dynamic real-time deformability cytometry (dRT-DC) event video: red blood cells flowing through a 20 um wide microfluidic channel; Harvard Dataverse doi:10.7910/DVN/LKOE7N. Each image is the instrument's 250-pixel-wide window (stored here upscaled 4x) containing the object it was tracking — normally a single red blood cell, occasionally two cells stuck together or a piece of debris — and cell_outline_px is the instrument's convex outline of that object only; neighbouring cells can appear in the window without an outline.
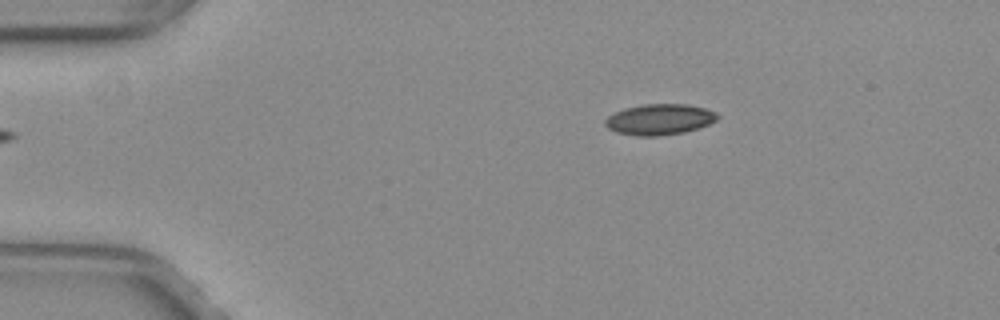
{"species": "common noctule bat (a hibernating species)", "species_latin": "Nyctalus noctula", "temperature_condition": "warm", "stored_images_in_passage": 43, "camera_frame_rate_fps": 3000, "um_per_image_px": 0.085, "animal": {"sex": "female", "body_mass_g": 29.2, "forearm_length_mm": 56.3}, "frame": {"image": 1, "passage_image": 1, "time_ms": 0.0, "image_size_px": [1000, 320], "cell_outline_px": [[720, 116], [716, 120], [708, 124], [684, 132], [656, 136], [636, 136], [616, 132], [608, 128], [604, 124], [604, 120], [608, 116], [624, 108], [644, 104], [688, 104], [704, 108], [716, 112]], "centroid_in_image_um": [56.04, 10.15], "position_along_channel_um": 29.0, "area_um2": 20.11}}
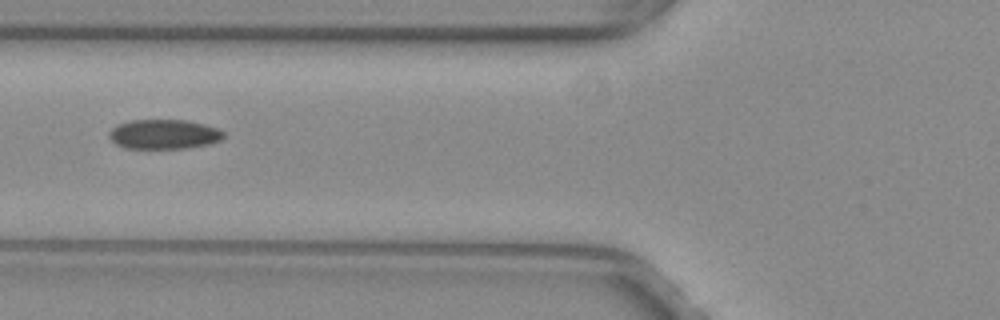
{"frame": {"image": 2, "passage_image": 12, "time_ms": 3.667, "image_size_px": [1000, 320], "cell_outline_px": [[224, 136], [220, 140], [208, 144], [188, 148], [124, 148], [116, 144], [108, 136], [108, 132], [116, 124], [132, 120], [184, 120], [204, 124], [216, 128], [224, 132]], "centroid_in_image_um": [13.9, 11.41], "position_along_channel_um": 111.9, "area_um2": 19.71}}
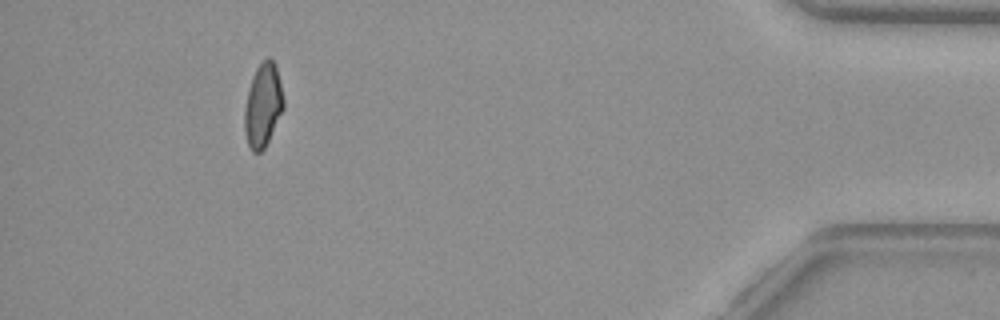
{"frame": {"image": 3, "passage_image": 39, "time_ms": 12.667, "image_size_px": [1000, 320], "cell_outline_px": [[284, 108], [264, 148], [260, 152], [252, 152], [248, 144], [244, 128], [244, 108], [248, 88], [252, 76], [256, 68], [268, 56], [272, 60], [276, 68], [284, 100]], "centroid_in_image_um": [22.33, 8.95], "position_along_channel_um": 412.9, "area_um2": 18.79}, "authors_computed_cell_mechanics": {"area_um2": 19.7676, "velocity_mm_per_s": 4.0356, "shape_relaxation_time_tau1_ms": null, "shape_relaxation_time_tau2_ms": 1.9796, "deformation_change_tau1": null, "deformation_change_tau2": 0.0719}}